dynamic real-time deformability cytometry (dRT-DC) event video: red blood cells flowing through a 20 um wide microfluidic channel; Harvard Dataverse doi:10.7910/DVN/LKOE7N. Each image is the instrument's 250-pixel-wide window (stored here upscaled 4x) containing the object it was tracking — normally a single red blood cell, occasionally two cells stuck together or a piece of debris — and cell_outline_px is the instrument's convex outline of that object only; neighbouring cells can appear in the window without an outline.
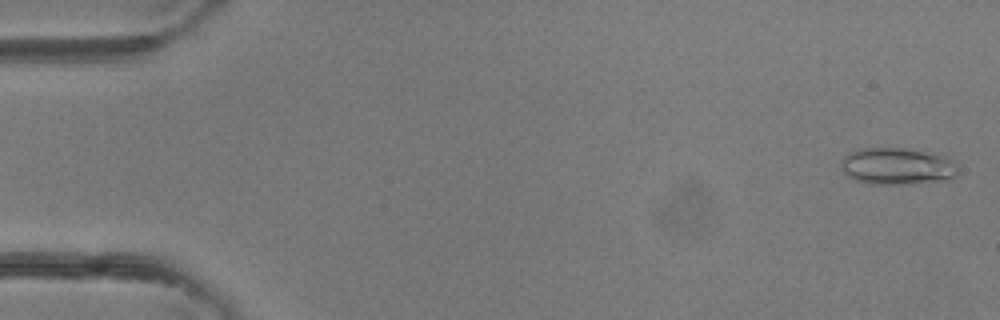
{"species": "common noctule bat (a hibernating species)", "species_latin": "Nyctalus noctula", "temperature_condition": "room temperature", "stored_images_in_passage": 38, "camera_frame_rate_fps": 3000, "um_per_image_px": 0.085, "animal": {"sex": "female"}, "frame": {"image": 1, "passage_image": 1, "time_ms": 0.0, "image_size_px": [1000, 320], "cell_outline_px": [[960, 172], [952, 180], [904, 184], [872, 184], [856, 180], [848, 176], [844, 172], [840, 160], [848, 152], [856, 148], [904, 148], [932, 152], [944, 156], [960, 164]], "centroid_in_image_um": [76.33, 14.12], "position_along_channel_um": 8.7, "area_um2": 25.78}}
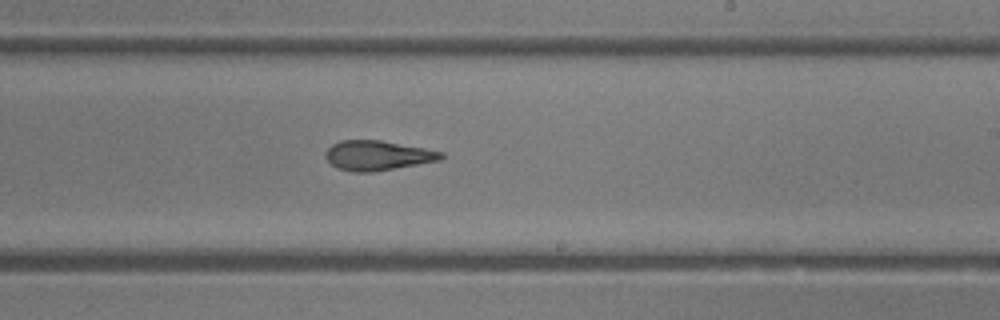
{"frame": {"image": 2, "passage_image": 23, "time_ms": 7.333, "image_size_px": [1000, 320], "cell_outline_px": [[444, 156], [440, 160], [372, 172], [352, 172], [336, 168], [324, 156], [328, 148], [332, 144], [340, 140], [380, 140], [424, 148], [444, 152]], "centroid_in_image_um": [32.07, 13.21], "position_along_channel_um": 256.9, "area_um2": 19.94}}
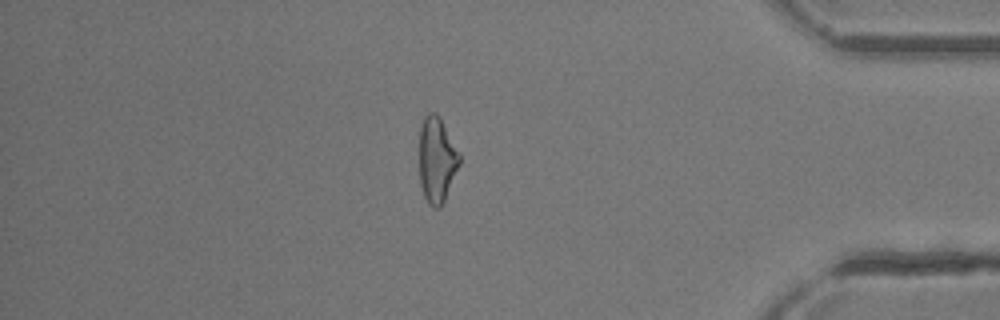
{"frame": {"image": 3, "passage_image": 33, "time_ms": 10.667, "image_size_px": [1000, 320], "cell_outline_px": [[460, 164], [444, 200], [440, 208], [432, 208], [428, 204], [424, 196], [420, 184], [420, 124], [424, 116], [428, 112], [436, 112], [440, 116], [460, 152]], "centroid_in_image_um": [37.13, 13.55], "position_along_channel_um": 398.1, "area_um2": 20.29}}